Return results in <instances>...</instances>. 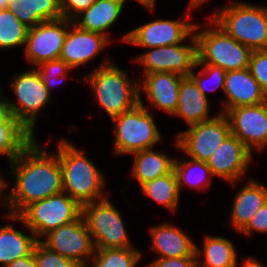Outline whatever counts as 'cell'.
<instances>
[{"label":"cell","instance_id":"43","mask_svg":"<svg viewBox=\"0 0 267 267\" xmlns=\"http://www.w3.org/2000/svg\"><path fill=\"white\" fill-rule=\"evenodd\" d=\"M137 3H140L141 6L147 8L146 10H150V12H155L156 1L157 0H135Z\"/></svg>","mask_w":267,"mask_h":267},{"label":"cell","instance_id":"45","mask_svg":"<svg viewBox=\"0 0 267 267\" xmlns=\"http://www.w3.org/2000/svg\"><path fill=\"white\" fill-rule=\"evenodd\" d=\"M8 187V182L7 180H5L2 175L0 174V198H2L3 196V192L6 190V188ZM1 200V199H0Z\"/></svg>","mask_w":267,"mask_h":267},{"label":"cell","instance_id":"42","mask_svg":"<svg viewBox=\"0 0 267 267\" xmlns=\"http://www.w3.org/2000/svg\"><path fill=\"white\" fill-rule=\"evenodd\" d=\"M242 259L243 263L241 267H266L264 266V264H262V262L259 261V259L255 258L254 256H250L248 258L246 257V259L244 257Z\"/></svg>","mask_w":267,"mask_h":267},{"label":"cell","instance_id":"1","mask_svg":"<svg viewBox=\"0 0 267 267\" xmlns=\"http://www.w3.org/2000/svg\"><path fill=\"white\" fill-rule=\"evenodd\" d=\"M38 141L36 137L10 163L8 176L15 181L0 202L7 214L18 215L29 204L63 192L58 155Z\"/></svg>","mask_w":267,"mask_h":267},{"label":"cell","instance_id":"46","mask_svg":"<svg viewBox=\"0 0 267 267\" xmlns=\"http://www.w3.org/2000/svg\"><path fill=\"white\" fill-rule=\"evenodd\" d=\"M9 0H0V10L8 9Z\"/></svg>","mask_w":267,"mask_h":267},{"label":"cell","instance_id":"33","mask_svg":"<svg viewBox=\"0 0 267 267\" xmlns=\"http://www.w3.org/2000/svg\"><path fill=\"white\" fill-rule=\"evenodd\" d=\"M199 69L198 75L195 70ZM226 71L219 66L212 64H197L190 73V77L195 81L199 90L208 97L207 91H214L217 88L224 90ZM210 81V84H209ZM208 82V85L205 83ZM212 85V86H211Z\"/></svg>","mask_w":267,"mask_h":267},{"label":"cell","instance_id":"36","mask_svg":"<svg viewBox=\"0 0 267 267\" xmlns=\"http://www.w3.org/2000/svg\"><path fill=\"white\" fill-rule=\"evenodd\" d=\"M248 70L267 95V49L252 52Z\"/></svg>","mask_w":267,"mask_h":267},{"label":"cell","instance_id":"37","mask_svg":"<svg viewBox=\"0 0 267 267\" xmlns=\"http://www.w3.org/2000/svg\"><path fill=\"white\" fill-rule=\"evenodd\" d=\"M96 0H59V8L63 18L73 20L87 10Z\"/></svg>","mask_w":267,"mask_h":267},{"label":"cell","instance_id":"15","mask_svg":"<svg viewBox=\"0 0 267 267\" xmlns=\"http://www.w3.org/2000/svg\"><path fill=\"white\" fill-rule=\"evenodd\" d=\"M231 134L239 138L252 152L264 151L267 146V101L253 106L227 110Z\"/></svg>","mask_w":267,"mask_h":267},{"label":"cell","instance_id":"47","mask_svg":"<svg viewBox=\"0 0 267 267\" xmlns=\"http://www.w3.org/2000/svg\"><path fill=\"white\" fill-rule=\"evenodd\" d=\"M106 1H111V2H115V3H120V4H123V5L125 6L127 0H106Z\"/></svg>","mask_w":267,"mask_h":267},{"label":"cell","instance_id":"25","mask_svg":"<svg viewBox=\"0 0 267 267\" xmlns=\"http://www.w3.org/2000/svg\"><path fill=\"white\" fill-rule=\"evenodd\" d=\"M237 253L229 238L205 235L203 248L196 245L197 267H239Z\"/></svg>","mask_w":267,"mask_h":267},{"label":"cell","instance_id":"5","mask_svg":"<svg viewBox=\"0 0 267 267\" xmlns=\"http://www.w3.org/2000/svg\"><path fill=\"white\" fill-rule=\"evenodd\" d=\"M207 20L208 27L205 29H202V24L194 25L193 33L197 41L196 63L219 66L226 72L248 68L253 51L230 37L210 16Z\"/></svg>","mask_w":267,"mask_h":267},{"label":"cell","instance_id":"31","mask_svg":"<svg viewBox=\"0 0 267 267\" xmlns=\"http://www.w3.org/2000/svg\"><path fill=\"white\" fill-rule=\"evenodd\" d=\"M92 259L88 267H136L142 252L135 247L95 249Z\"/></svg>","mask_w":267,"mask_h":267},{"label":"cell","instance_id":"11","mask_svg":"<svg viewBox=\"0 0 267 267\" xmlns=\"http://www.w3.org/2000/svg\"><path fill=\"white\" fill-rule=\"evenodd\" d=\"M187 9L179 19L158 18L137 26L124 34L121 41L144 49L181 44L194 31L195 23L188 20H191L190 13L196 8L188 5Z\"/></svg>","mask_w":267,"mask_h":267},{"label":"cell","instance_id":"28","mask_svg":"<svg viewBox=\"0 0 267 267\" xmlns=\"http://www.w3.org/2000/svg\"><path fill=\"white\" fill-rule=\"evenodd\" d=\"M140 189L148 199L160 204L171 212H176L180 202L178 180L174 169L154 180L146 181Z\"/></svg>","mask_w":267,"mask_h":267},{"label":"cell","instance_id":"22","mask_svg":"<svg viewBox=\"0 0 267 267\" xmlns=\"http://www.w3.org/2000/svg\"><path fill=\"white\" fill-rule=\"evenodd\" d=\"M5 217L9 221L22 223L29 232L25 234L23 229H16L11 222H8L5 226H0V265L2 267H6L17 259L31 255L39 241L17 215L5 214Z\"/></svg>","mask_w":267,"mask_h":267},{"label":"cell","instance_id":"41","mask_svg":"<svg viewBox=\"0 0 267 267\" xmlns=\"http://www.w3.org/2000/svg\"><path fill=\"white\" fill-rule=\"evenodd\" d=\"M6 267H37L34 252L31 255L15 260Z\"/></svg>","mask_w":267,"mask_h":267},{"label":"cell","instance_id":"26","mask_svg":"<svg viewBox=\"0 0 267 267\" xmlns=\"http://www.w3.org/2000/svg\"><path fill=\"white\" fill-rule=\"evenodd\" d=\"M131 155L134 157L131 175L139 183V187L144 182L166 175L174 169L175 158L163 151H157L155 147Z\"/></svg>","mask_w":267,"mask_h":267},{"label":"cell","instance_id":"30","mask_svg":"<svg viewBox=\"0 0 267 267\" xmlns=\"http://www.w3.org/2000/svg\"><path fill=\"white\" fill-rule=\"evenodd\" d=\"M35 138L21 122H0V156L10 164Z\"/></svg>","mask_w":267,"mask_h":267},{"label":"cell","instance_id":"4","mask_svg":"<svg viewBox=\"0 0 267 267\" xmlns=\"http://www.w3.org/2000/svg\"><path fill=\"white\" fill-rule=\"evenodd\" d=\"M225 32L252 51L267 49V5L229 1L210 16Z\"/></svg>","mask_w":267,"mask_h":267},{"label":"cell","instance_id":"9","mask_svg":"<svg viewBox=\"0 0 267 267\" xmlns=\"http://www.w3.org/2000/svg\"><path fill=\"white\" fill-rule=\"evenodd\" d=\"M9 87L16 99L9 100L13 115L36 137L38 115L43 116L39 113L52 101L39 71L29 67L19 74H14Z\"/></svg>","mask_w":267,"mask_h":267},{"label":"cell","instance_id":"18","mask_svg":"<svg viewBox=\"0 0 267 267\" xmlns=\"http://www.w3.org/2000/svg\"><path fill=\"white\" fill-rule=\"evenodd\" d=\"M183 78L172 72L146 74L139 80V96L145 94L151 106L172 116L177 109L179 87Z\"/></svg>","mask_w":267,"mask_h":267},{"label":"cell","instance_id":"35","mask_svg":"<svg viewBox=\"0 0 267 267\" xmlns=\"http://www.w3.org/2000/svg\"><path fill=\"white\" fill-rule=\"evenodd\" d=\"M34 258L37 267H78L75 261L66 258L44 246L38 241L34 247Z\"/></svg>","mask_w":267,"mask_h":267},{"label":"cell","instance_id":"17","mask_svg":"<svg viewBox=\"0 0 267 267\" xmlns=\"http://www.w3.org/2000/svg\"><path fill=\"white\" fill-rule=\"evenodd\" d=\"M104 34L83 30L73 22L69 25L59 56L70 68L90 63L110 44Z\"/></svg>","mask_w":267,"mask_h":267},{"label":"cell","instance_id":"6","mask_svg":"<svg viewBox=\"0 0 267 267\" xmlns=\"http://www.w3.org/2000/svg\"><path fill=\"white\" fill-rule=\"evenodd\" d=\"M142 99L139 96V103L133 108L111 119L114 124L115 155H131L154 148L163 139L149 111L150 107L147 109Z\"/></svg>","mask_w":267,"mask_h":267},{"label":"cell","instance_id":"24","mask_svg":"<svg viewBox=\"0 0 267 267\" xmlns=\"http://www.w3.org/2000/svg\"><path fill=\"white\" fill-rule=\"evenodd\" d=\"M124 7L120 3L96 0L93 5L81 12L72 21L83 30L98 32L110 38L108 29L122 16Z\"/></svg>","mask_w":267,"mask_h":267},{"label":"cell","instance_id":"13","mask_svg":"<svg viewBox=\"0 0 267 267\" xmlns=\"http://www.w3.org/2000/svg\"><path fill=\"white\" fill-rule=\"evenodd\" d=\"M39 241L48 249L79 265H87L95 252L91 234L82 216L76 221L51 230Z\"/></svg>","mask_w":267,"mask_h":267},{"label":"cell","instance_id":"34","mask_svg":"<svg viewBox=\"0 0 267 267\" xmlns=\"http://www.w3.org/2000/svg\"><path fill=\"white\" fill-rule=\"evenodd\" d=\"M36 69L39 71L43 83L50 94H52L51 88L56 84L62 83L64 79H68L67 75L72 70V68L60 59L44 62L36 67Z\"/></svg>","mask_w":267,"mask_h":267},{"label":"cell","instance_id":"7","mask_svg":"<svg viewBox=\"0 0 267 267\" xmlns=\"http://www.w3.org/2000/svg\"><path fill=\"white\" fill-rule=\"evenodd\" d=\"M121 214L108 197L82 206L95 249L134 247Z\"/></svg>","mask_w":267,"mask_h":267},{"label":"cell","instance_id":"40","mask_svg":"<svg viewBox=\"0 0 267 267\" xmlns=\"http://www.w3.org/2000/svg\"><path fill=\"white\" fill-rule=\"evenodd\" d=\"M2 85L0 86V122H20L12 113L9 99L4 97Z\"/></svg>","mask_w":267,"mask_h":267},{"label":"cell","instance_id":"20","mask_svg":"<svg viewBox=\"0 0 267 267\" xmlns=\"http://www.w3.org/2000/svg\"><path fill=\"white\" fill-rule=\"evenodd\" d=\"M151 249L158 254L155 259L171 257H196V243L179 227L161 222L149 227Z\"/></svg>","mask_w":267,"mask_h":267},{"label":"cell","instance_id":"8","mask_svg":"<svg viewBox=\"0 0 267 267\" xmlns=\"http://www.w3.org/2000/svg\"><path fill=\"white\" fill-rule=\"evenodd\" d=\"M17 216L40 240L51 230L78 220L82 216V206L66 192H61L29 204Z\"/></svg>","mask_w":267,"mask_h":267},{"label":"cell","instance_id":"21","mask_svg":"<svg viewBox=\"0 0 267 267\" xmlns=\"http://www.w3.org/2000/svg\"><path fill=\"white\" fill-rule=\"evenodd\" d=\"M267 202V186L250 178L235 194L231 207L230 226L240 233L253 215Z\"/></svg>","mask_w":267,"mask_h":267},{"label":"cell","instance_id":"10","mask_svg":"<svg viewBox=\"0 0 267 267\" xmlns=\"http://www.w3.org/2000/svg\"><path fill=\"white\" fill-rule=\"evenodd\" d=\"M214 118L195 123L175 135L174 145L190 159L206 162L221 143L231 134L228 118L217 113Z\"/></svg>","mask_w":267,"mask_h":267},{"label":"cell","instance_id":"16","mask_svg":"<svg viewBox=\"0 0 267 267\" xmlns=\"http://www.w3.org/2000/svg\"><path fill=\"white\" fill-rule=\"evenodd\" d=\"M253 153L236 136L230 134L206 161L213 176L235 186L245 178Z\"/></svg>","mask_w":267,"mask_h":267},{"label":"cell","instance_id":"29","mask_svg":"<svg viewBox=\"0 0 267 267\" xmlns=\"http://www.w3.org/2000/svg\"><path fill=\"white\" fill-rule=\"evenodd\" d=\"M174 171L177 176L180 193L186 185L189 186L190 189H196V191L210 188L212 178L214 177L206 162L194 159L186 160L181 158L179 161V159L175 157Z\"/></svg>","mask_w":267,"mask_h":267},{"label":"cell","instance_id":"2","mask_svg":"<svg viewBox=\"0 0 267 267\" xmlns=\"http://www.w3.org/2000/svg\"><path fill=\"white\" fill-rule=\"evenodd\" d=\"M62 171L63 192L69 194L81 206L106 198V178L82 150L66 138L56 143Z\"/></svg>","mask_w":267,"mask_h":267},{"label":"cell","instance_id":"19","mask_svg":"<svg viewBox=\"0 0 267 267\" xmlns=\"http://www.w3.org/2000/svg\"><path fill=\"white\" fill-rule=\"evenodd\" d=\"M223 94L226 101L221 102L220 113L235 107L259 105L267 101V95L248 68L226 72Z\"/></svg>","mask_w":267,"mask_h":267},{"label":"cell","instance_id":"27","mask_svg":"<svg viewBox=\"0 0 267 267\" xmlns=\"http://www.w3.org/2000/svg\"><path fill=\"white\" fill-rule=\"evenodd\" d=\"M8 9L28 28L62 18L59 0H9Z\"/></svg>","mask_w":267,"mask_h":267},{"label":"cell","instance_id":"3","mask_svg":"<svg viewBox=\"0 0 267 267\" xmlns=\"http://www.w3.org/2000/svg\"><path fill=\"white\" fill-rule=\"evenodd\" d=\"M104 60L82 77L91 87L93 101L109 115L110 120L139 103V79H130L128 72L107 55Z\"/></svg>","mask_w":267,"mask_h":267},{"label":"cell","instance_id":"38","mask_svg":"<svg viewBox=\"0 0 267 267\" xmlns=\"http://www.w3.org/2000/svg\"><path fill=\"white\" fill-rule=\"evenodd\" d=\"M255 232L267 234V202L253 215L248 225L239 234L250 236Z\"/></svg>","mask_w":267,"mask_h":267},{"label":"cell","instance_id":"23","mask_svg":"<svg viewBox=\"0 0 267 267\" xmlns=\"http://www.w3.org/2000/svg\"><path fill=\"white\" fill-rule=\"evenodd\" d=\"M208 98L190 76L184 77L179 87L177 109L172 116L184 120L188 126L210 120L215 115H210Z\"/></svg>","mask_w":267,"mask_h":267},{"label":"cell","instance_id":"48","mask_svg":"<svg viewBox=\"0 0 267 267\" xmlns=\"http://www.w3.org/2000/svg\"><path fill=\"white\" fill-rule=\"evenodd\" d=\"M78 267H88L87 265H79Z\"/></svg>","mask_w":267,"mask_h":267},{"label":"cell","instance_id":"32","mask_svg":"<svg viewBox=\"0 0 267 267\" xmlns=\"http://www.w3.org/2000/svg\"><path fill=\"white\" fill-rule=\"evenodd\" d=\"M29 28L9 10H0V49L25 47Z\"/></svg>","mask_w":267,"mask_h":267},{"label":"cell","instance_id":"39","mask_svg":"<svg viewBox=\"0 0 267 267\" xmlns=\"http://www.w3.org/2000/svg\"><path fill=\"white\" fill-rule=\"evenodd\" d=\"M145 267H197V263L196 257H171L154 259Z\"/></svg>","mask_w":267,"mask_h":267},{"label":"cell","instance_id":"44","mask_svg":"<svg viewBox=\"0 0 267 267\" xmlns=\"http://www.w3.org/2000/svg\"><path fill=\"white\" fill-rule=\"evenodd\" d=\"M209 0H189V6H192L194 8H200L202 7L205 3H207Z\"/></svg>","mask_w":267,"mask_h":267},{"label":"cell","instance_id":"14","mask_svg":"<svg viewBox=\"0 0 267 267\" xmlns=\"http://www.w3.org/2000/svg\"><path fill=\"white\" fill-rule=\"evenodd\" d=\"M72 22V20L62 17L43 21L29 28L24 54L27 63H30V68H36L44 62L59 59L65 36Z\"/></svg>","mask_w":267,"mask_h":267},{"label":"cell","instance_id":"12","mask_svg":"<svg viewBox=\"0 0 267 267\" xmlns=\"http://www.w3.org/2000/svg\"><path fill=\"white\" fill-rule=\"evenodd\" d=\"M187 43L174 44L146 49L132 59L142 66L143 74L154 72H172L189 77L197 62V41L194 33L188 37ZM191 43V44H190ZM187 44V45H186Z\"/></svg>","mask_w":267,"mask_h":267}]
</instances>
